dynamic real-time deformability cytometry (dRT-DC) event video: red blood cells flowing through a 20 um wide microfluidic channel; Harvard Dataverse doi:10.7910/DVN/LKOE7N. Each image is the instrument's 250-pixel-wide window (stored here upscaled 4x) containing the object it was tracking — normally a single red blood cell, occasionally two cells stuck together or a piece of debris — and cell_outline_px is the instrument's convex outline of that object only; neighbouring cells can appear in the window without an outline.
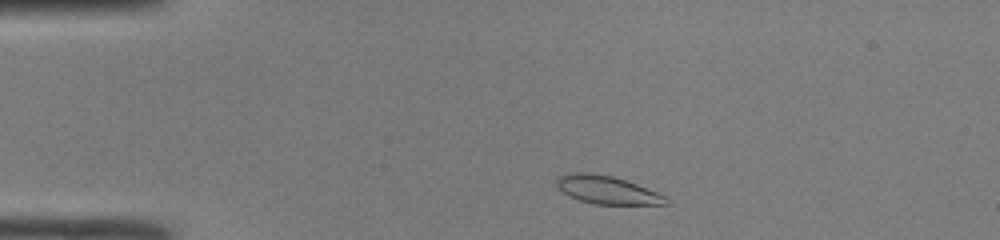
{"species": "common noctule bat (a hibernating species)", "species_latin": "Nyctalus noctula", "temperature_condition": "room temperature", "stored_images_in_passage": 41, "camera_frame_rate_fps": 3000, "um_per_image_px": 0.085, "animal": {"sex": "male", "body_mass_g": 19.0, "forearm_length_mm": 50.8}, "frame": {"image": 1, "passage_image": 3, "time_ms": 0.667, "image_size_px": [1000, 240], "cell_outline_px": [[668, 204], [592, 204], [568, 196], [556, 184], [556, 180], [560, 176], [568, 172], [588, 172], [612, 176], [636, 184], [656, 192], [664, 196], [668, 200]], "centroid_in_image_um": [51.55, 16.14], "position_along_channel_um": 33.4, "area_um2": 17.63}}
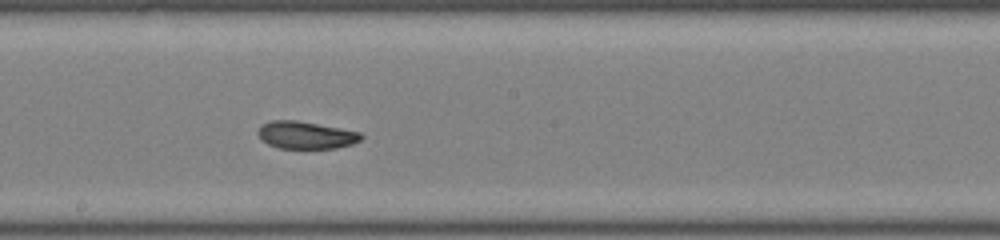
{"frame": {"image": 2, "passage_image": 20, "time_ms": 6.333, "image_size_px": [1000, 240], "cell_outline_px": [[364, 136], [360, 140], [352, 144], [336, 148], [280, 148], [268, 144], [256, 132], [260, 124], [272, 120], [296, 120], [360, 132]], "centroid_in_image_um": [25.98, 11.47], "position_along_channel_um": 222.2, "area_um2": 16.36}}
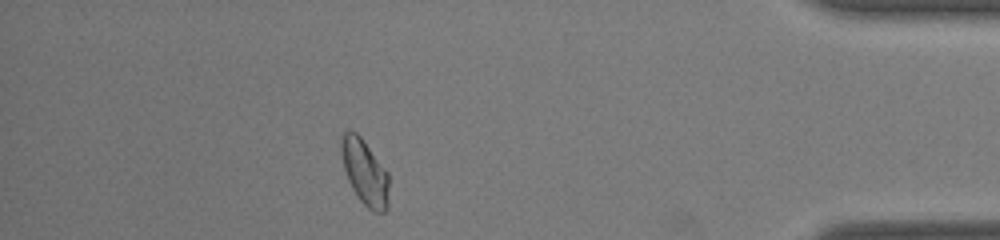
{"frame": {"image": 3, "passage_image": 36, "time_ms": 11.667, "image_size_px": [1000, 240], "cell_outline_px": [[388, 208], [384, 212], [372, 212], [360, 200], [352, 188], [348, 180], [344, 168], [340, 152], [340, 140], [344, 132], [356, 132], [360, 136], [388, 172]], "centroid_in_image_um": [31.0, 14.65], "position_along_channel_um": 404.2, "area_um2": 18.09}, "authors_computed_cell_mechanics": {"area_um2": 17.5134, "velocity_mm_per_s": 4.1977, "shape_relaxation_time_tau1_ms": 8.8434, "shape_relaxation_time_tau2_ms": 2.5786, "deformation_change_tau1": 0.1792, "deformation_change_tau2": 0.0682}}